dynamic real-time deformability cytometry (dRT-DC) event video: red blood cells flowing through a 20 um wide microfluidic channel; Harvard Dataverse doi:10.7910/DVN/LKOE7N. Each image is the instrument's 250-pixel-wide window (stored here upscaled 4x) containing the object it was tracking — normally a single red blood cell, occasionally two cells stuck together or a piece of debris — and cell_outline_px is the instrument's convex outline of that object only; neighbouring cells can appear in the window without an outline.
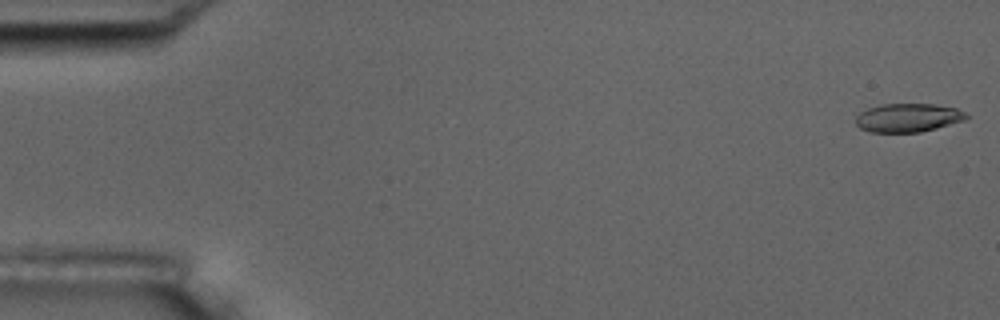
{"species": "common noctule bat (a hibernating species)", "species_latin": "Nyctalus noctula", "temperature_condition": "room temperature", "stored_images_in_passage": 5, "camera_frame_rate_fps": 3000, "um_per_image_px": 0.085, "animal": {"sex": "male", "body_mass_g": 17.5, "forearm_length_mm": 52.3}, "frame": {"image": 1, "passage_image": 1, "time_ms": 0.0, "image_size_px": [1000, 320], "cell_outline_px": [[968, 120], [920, 132], [868, 132], [860, 128], [856, 124], [856, 116], [860, 112], [868, 108], [880, 104], [936, 104], [956, 108], [964, 112], [968, 116]], "centroid_in_image_um": [77.19, 10.0], "position_along_channel_um": 7.8, "area_um2": 18.55}}
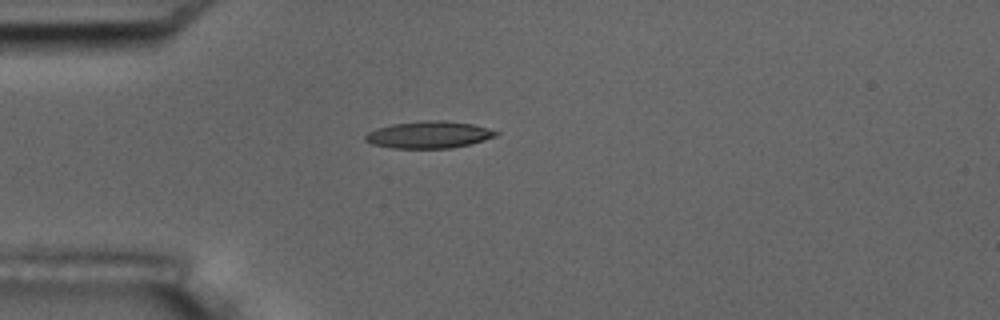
{"frame": {"image": 2, "passage_image": 5, "time_ms": 4.667, "image_size_px": [1000, 320], "cell_outline_px": [[500, 132], [496, 136], [484, 140], [468, 144], [448, 148], [392, 148], [372, 144], [364, 140], [364, 136], [368, 132], [376, 128], [392, 124], [424, 120], [444, 120], [472, 124], [488, 128]], "centroid_in_image_um": [36.43, 11.44], "position_along_channel_um": 48.6, "area_um2": 20.52}}